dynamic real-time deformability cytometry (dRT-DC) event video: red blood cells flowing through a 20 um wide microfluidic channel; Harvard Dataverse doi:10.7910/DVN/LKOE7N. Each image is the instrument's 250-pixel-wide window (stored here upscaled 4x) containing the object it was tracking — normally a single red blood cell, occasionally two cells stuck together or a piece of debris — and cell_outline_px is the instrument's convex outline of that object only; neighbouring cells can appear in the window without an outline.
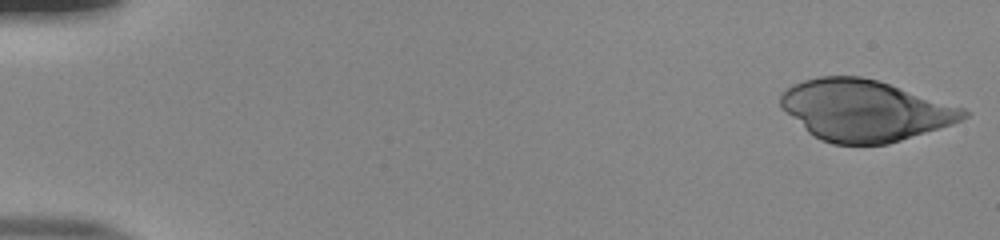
{"species": "human", "species_latin": "Homo sapiens", "temperature_condition": "room temperature", "stored_images_in_passage": 52, "camera_frame_rate_fps": 3000, "um_per_image_px": 0.085, "donor": {"sex": "male"}, "frame": {"image": 1, "passage_image": 1, "time_ms": 0.0, "image_size_px": [1000, 240], "cell_outline_px": [[968, 116], [952, 124], [888, 144], [832, 144], [820, 140], [808, 132], [780, 104], [780, 96], [788, 88], [804, 80], [820, 76], [860, 76], [876, 80], [964, 108], [968, 112]], "centroid_in_image_um": [73.51, 9.39], "position_along_channel_um": 11.5, "area_um2": 64.1}}